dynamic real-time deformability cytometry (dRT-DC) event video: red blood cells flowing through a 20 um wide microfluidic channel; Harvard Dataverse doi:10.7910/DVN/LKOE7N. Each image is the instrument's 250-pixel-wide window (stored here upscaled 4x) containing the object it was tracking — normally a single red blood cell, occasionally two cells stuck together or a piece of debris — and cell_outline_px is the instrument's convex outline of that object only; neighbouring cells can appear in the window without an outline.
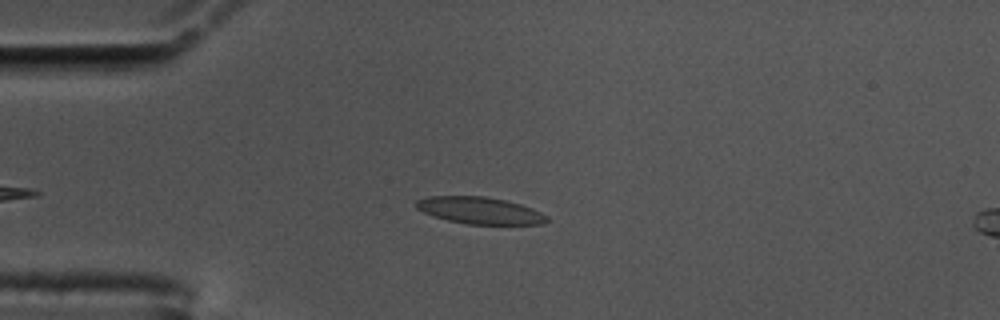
{"species": "common noctule bat (a hibernating species)", "species_latin": "Nyctalus noctula", "temperature_condition": "cold", "stored_images_in_passage": 53, "camera_frame_rate_fps": 3000, "um_per_image_px": 0.085, "animal": {"sex": "male", "body_mass_g": 17.5, "forearm_length_mm": 52.3}, "frame": {"image": 1, "passage_image": 14, "time_ms": 4.333, "image_size_px": [1000, 320], "cell_outline_px": [[548, 220], [544, 224], [468, 224], [448, 220], [424, 212], [416, 208], [416, 200], [428, 196], [484, 196], [504, 200], [520, 204], [532, 208], [548, 216]], "centroid_in_image_um": [40.8, 17.89], "position_along_channel_um": 44.2, "area_um2": 20.29}}
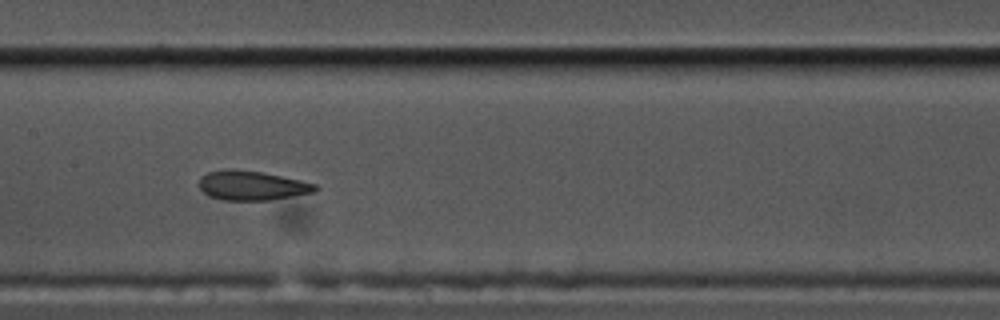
{"frame": {"image": 2, "passage_image": 28, "time_ms": 9.0, "image_size_px": [1000, 320], "cell_outline_px": [[320, 188], [312, 192], [268, 200], [220, 200], [208, 196], [200, 188], [200, 176], [208, 172], [260, 172], [300, 180], [316, 184]], "centroid_in_image_um": [21.43, 15.82], "position_along_channel_um": 186.0, "area_um2": 18.96}}
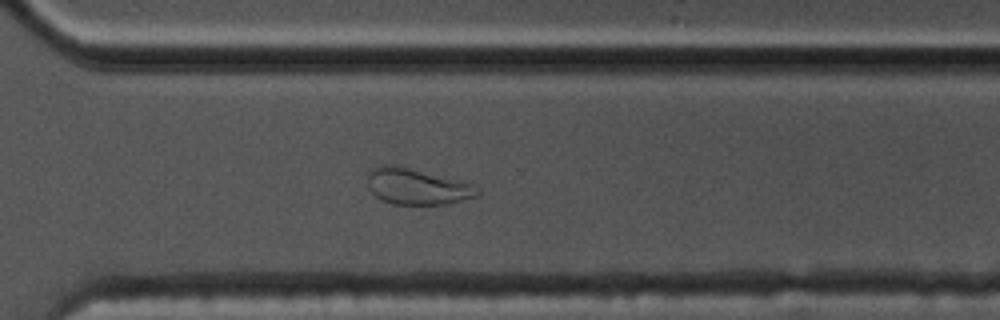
{"frame": {"image": 3, "passage_image": 41, "time_ms": 13.333, "image_size_px": [1000, 320], "cell_outline_px": [[480, 192], [476, 196], [448, 204], [392, 204], [376, 196], [368, 188], [368, 168], [380, 164], [396, 164], [460, 180], [472, 184]], "centroid_in_image_um": [35.39, 15.82], "position_along_channel_um": 335.2, "area_um2": 23.29}, "authors_computed_cell_mechanics": {"area_um2": 20.4612, "velocity_mm_per_s": 3.4456, "shape_relaxation_time_tau1_ms": null, "shape_relaxation_time_tau2_ms": 1.8267, "deformation_change_tau1": null, "deformation_change_tau2": 0.0848}}